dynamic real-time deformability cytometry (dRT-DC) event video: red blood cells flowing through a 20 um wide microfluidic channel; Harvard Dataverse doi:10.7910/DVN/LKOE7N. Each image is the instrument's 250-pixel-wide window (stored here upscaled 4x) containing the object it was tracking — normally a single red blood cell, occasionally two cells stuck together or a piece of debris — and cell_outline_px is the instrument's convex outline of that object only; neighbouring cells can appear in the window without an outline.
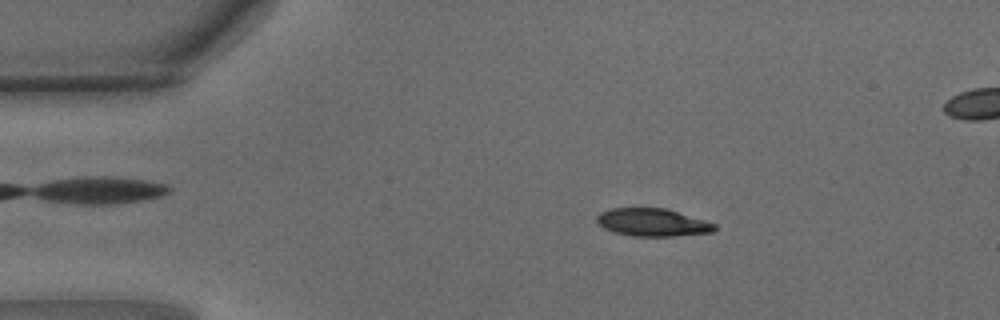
{"species": "common noctule bat (a hibernating species)", "species_latin": "Nyctalus noctula", "temperature_condition": "warm", "stored_images_in_passage": 48, "camera_frame_rate_fps": 3000, "um_per_image_px": 0.085, "animal": {"sex": "male", "body_mass_g": 15.6}, "frame": {"image": 1, "passage_image": 8, "time_ms": 2.333, "image_size_px": [1000, 320], "cell_outline_px": [[716, 228], [712, 232], [672, 236], [632, 236], [616, 232], [604, 228], [596, 220], [596, 216], [600, 212], [612, 208], [664, 208], [704, 220], [716, 224]], "centroid_in_image_um": [55.44, 18.9], "position_along_channel_um": 29.6, "area_um2": 18.79}}
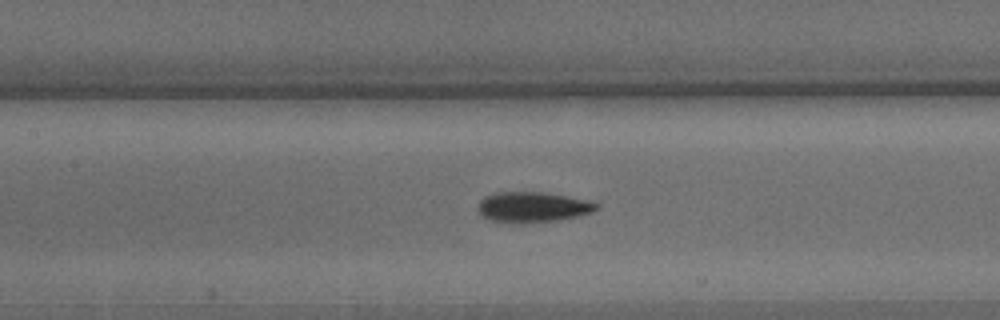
{"frame": {"image": 2, "passage_image": 21, "time_ms": 6.667, "image_size_px": [1000, 320], "cell_outline_px": [[600, 208], [592, 212], [560, 220], [528, 224], [516, 224], [488, 220], [480, 216], [476, 208], [480, 200], [484, 196], [496, 192], [544, 192], [568, 196], [584, 200], [596, 204]], "centroid_in_image_um": [45.19, 17.62], "position_along_channel_um": 162.2, "area_um2": 21.44}}
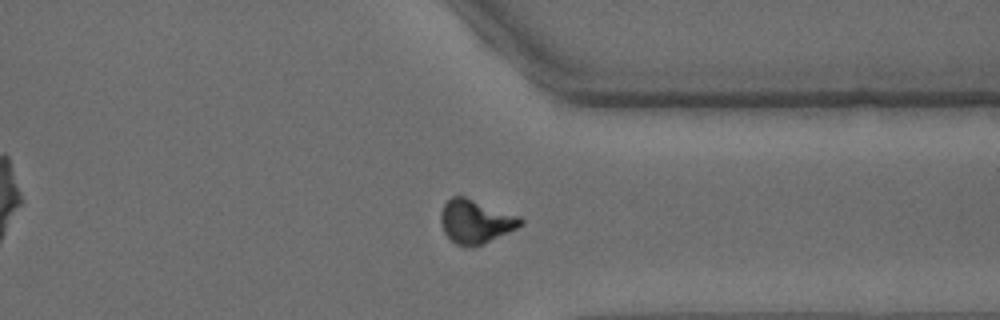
{"frame": {"image": 3, "passage_image": 36, "time_ms": 11.667, "image_size_px": [1000, 320], "cell_outline_px": [[524, 224], [484, 244], [456, 244], [444, 232], [440, 220], [440, 216], [444, 204], [452, 196], [464, 196], [520, 216], [524, 220]], "centroid_in_image_um": [40.44, 18.79], "position_along_channel_um": 371.0, "area_um2": 19.88}, "authors_computed_cell_mechanics": {"area_um2": 19.8832, "velocity_mm_per_s": 4.2173, "shape_relaxation_time_tau1_ms": 2.6186, "shape_relaxation_time_tau2_ms": 1.9151, "deformation_change_tau1": 0.1477, "deformation_change_tau2": 0.0812}}